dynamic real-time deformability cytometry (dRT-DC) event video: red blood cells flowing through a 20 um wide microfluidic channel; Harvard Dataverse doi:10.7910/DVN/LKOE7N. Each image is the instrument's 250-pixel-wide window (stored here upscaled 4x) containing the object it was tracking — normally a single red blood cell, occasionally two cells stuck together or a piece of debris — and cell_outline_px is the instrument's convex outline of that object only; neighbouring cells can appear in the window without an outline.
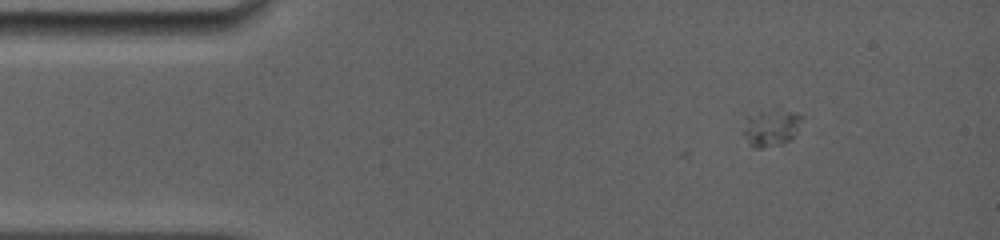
{"species": "common noctule bat (a hibernating species)", "species_latin": "Nyctalus noctula", "temperature_condition": "room temperature", "stored_images_in_passage": 17, "camera_frame_rate_fps": 5000, "um_per_image_px": 0.085, "animal": {"sex": "female", "body_mass_g": 19.0, "forearm_length_mm": 56.7}, "frame": {"image": 1, "passage_image": 1, "time_ms": 0.0, "image_size_px": [1000, 240], "cell_outline_px": [[804, 116], [792, 136], [788, 140], [780, 144], [760, 148], [752, 148], [748, 144], [740, 132], [748, 116], [776, 104], [800, 112]], "centroid_in_image_um": [65.53, 10.75], "position_along_channel_um": 19.5, "area_um2": 13.53}}